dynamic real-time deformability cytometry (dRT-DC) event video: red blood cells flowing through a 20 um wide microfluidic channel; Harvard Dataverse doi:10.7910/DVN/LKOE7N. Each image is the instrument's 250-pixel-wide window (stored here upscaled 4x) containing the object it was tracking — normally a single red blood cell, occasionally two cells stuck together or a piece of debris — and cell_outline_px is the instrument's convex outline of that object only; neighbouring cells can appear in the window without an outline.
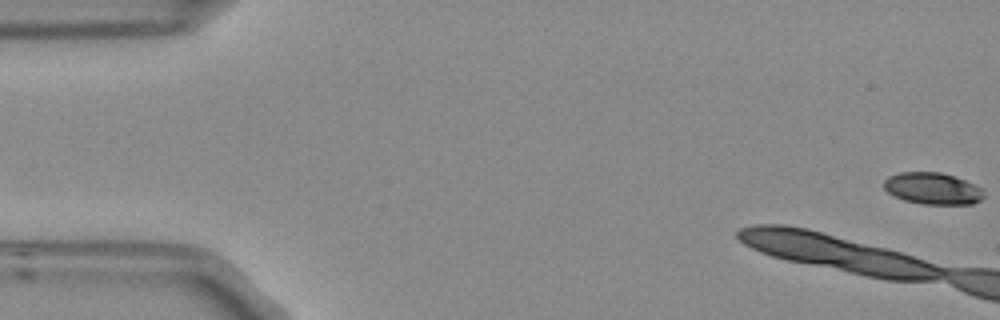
{"species": "Egyptian fruit bat (a non-hibernating species)", "species_latin": "Rousettus aegyptiacus", "temperature_condition": "room temperature", "stored_images_in_passage": 3, "camera_frame_rate_fps": 3000, "um_per_image_px": 0.085, "frame": {"image": 1, "passage_image": 1, "time_ms": 0.0, "image_size_px": [1000, 320], "cell_outline_px": [[984, 196], [980, 200], [972, 204], [924, 204], [904, 200], [888, 192], [884, 188], [884, 180], [888, 176], [900, 172], [940, 172], [964, 180], [984, 188]], "centroid_in_image_um": [79.29, 16.02], "position_along_channel_um": 5.7, "area_um2": 18.44}}